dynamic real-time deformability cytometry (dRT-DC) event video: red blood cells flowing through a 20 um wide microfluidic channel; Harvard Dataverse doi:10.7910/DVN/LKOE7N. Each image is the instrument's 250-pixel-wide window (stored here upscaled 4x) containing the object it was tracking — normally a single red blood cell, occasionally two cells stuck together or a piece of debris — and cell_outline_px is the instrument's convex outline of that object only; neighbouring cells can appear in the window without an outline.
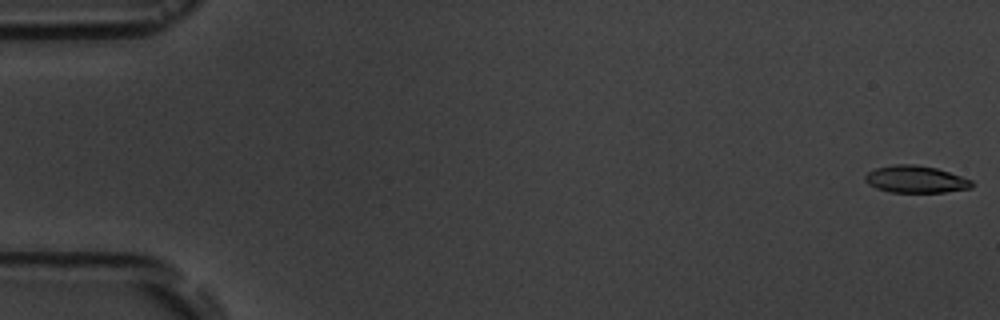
{"species": "common noctule bat (a hibernating species)", "species_latin": "Nyctalus noctula", "temperature_condition": "room temperature", "stored_images_in_passage": 17, "camera_frame_rate_fps": 3000, "um_per_image_px": 0.085, "animal": {"sex": "male", "body_mass_g": 19.5, "forearm_length_mm": 54.6}, "frame": {"image": 1, "passage_image": 1, "time_ms": 0.0, "image_size_px": [1000, 320], "cell_outline_px": [[976, 184], [972, 188], [944, 192], [888, 192], [876, 188], [868, 184], [864, 180], [864, 176], [868, 172], [876, 168], [896, 164], [916, 164], [936, 168], [972, 180]], "centroid_in_image_um": [77.84, 15.24], "position_along_channel_um": 7.2, "area_um2": 16.94}}
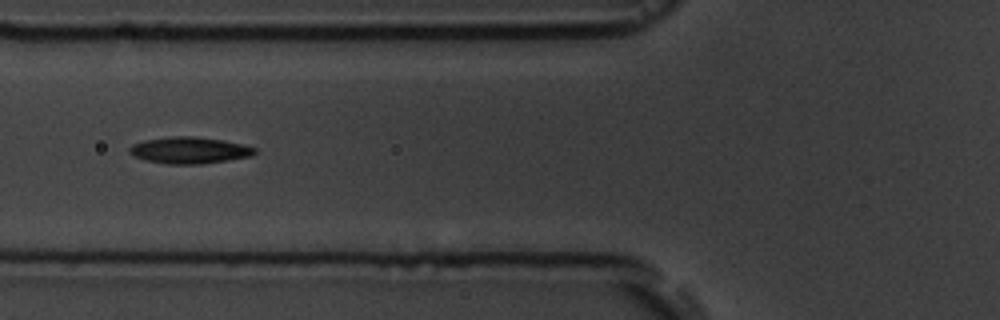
{"frame": {"image": 2, "passage_image": 7, "time_ms": 7.0, "image_size_px": [1000, 320], "cell_outline_px": [[256, 152], [252, 156], [228, 160], [200, 164], [168, 164], [144, 160], [132, 156], [128, 152], [128, 148], [132, 144], [144, 140], [176, 136], [196, 136], [224, 140], [244, 144], [256, 148]], "centroid_in_image_um": [16.09, 12.77], "position_along_channel_um": 109.7, "area_um2": 19.59}}
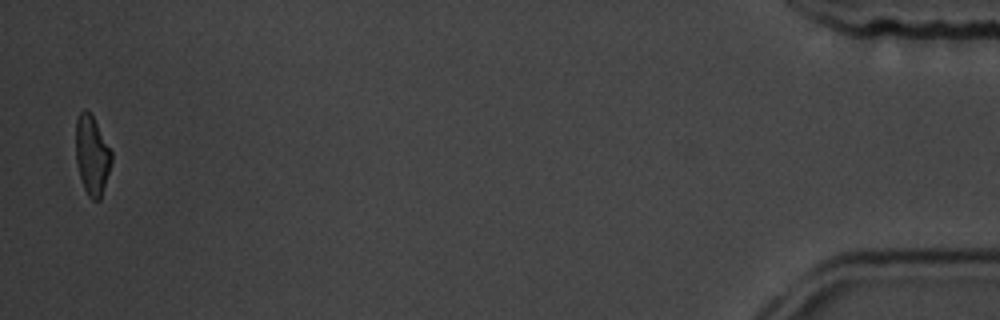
{"frame": {"image": 3, "passage_image": 17, "time_ms": 18.333, "image_size_px": [1000, 320], "cell_outline_px": [[112, 160], [100, 200], [92, 200], [88, 196], [84, 188], [80, 176], [76, 160], [76, 120], [80, 112], [84, 108], [92, 116], [112, 152]], "centroid_in_image_um": [7.81, 13.21], "position_along_channel_um": 427.4, "area_um2": 16.18}, "authors_computed_cell_mechanics": {"area_um2": 18.0914, "velocity_mm_per_s": 3.6149, "shape_relaxation_time_tau1_ms": 4.4652, "shape_relaxation_time_tau2_ms": 2.9205, "deformation_change_tau1": 0.1314, "deformation_change_tau2": 0.0991}}